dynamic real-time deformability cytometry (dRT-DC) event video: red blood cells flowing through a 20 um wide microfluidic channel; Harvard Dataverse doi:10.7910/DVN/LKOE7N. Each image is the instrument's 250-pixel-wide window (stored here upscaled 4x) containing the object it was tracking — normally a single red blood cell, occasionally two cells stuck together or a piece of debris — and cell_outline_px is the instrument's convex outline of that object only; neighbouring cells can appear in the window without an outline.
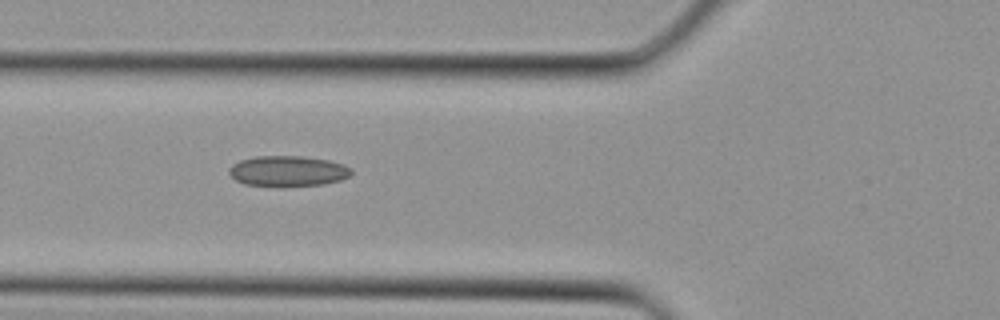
{"species": "Egyptian fruit bat (a non-hibernating species)", "species_latin": "Rousettus aegyptiacus", "temperature_condition": "cold", "stored_images_in_passage": 2, "camera_frame_rate_fps": 3000, "um_per_image_px": 0.085, "animal": {"sex": "female"}, "frame": {"image": 1, "passage_image": 2, "time_ms": 0.333, "image_size_px": [1000, 320], "cell_outline_px": [[352, 176], [340, 180], [324, 184], [284, 188], [276, 188], [244, 184], [236, 180], [228, 172], [228, 168], [232, 164], [240, 160], [256, 156], [300, 156], [328, 160], [344, 164], [352, 168]], "centroid_in_image_um": [24.47, 14.57], "position_along_channel_um": 101.3, "area_um2": 22.48}}